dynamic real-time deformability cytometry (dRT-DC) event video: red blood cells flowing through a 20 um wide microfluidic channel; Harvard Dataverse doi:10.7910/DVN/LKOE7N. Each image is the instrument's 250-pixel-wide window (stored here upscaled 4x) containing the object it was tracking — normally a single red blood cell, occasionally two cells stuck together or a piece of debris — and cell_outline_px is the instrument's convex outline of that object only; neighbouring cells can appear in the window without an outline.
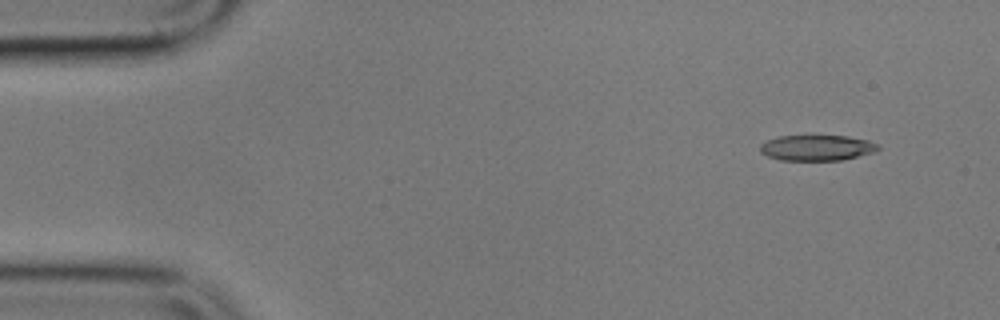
{"species": "common noctule bat (a hibernating species)", "species_latin": "Nyctalus noctula", "temperature_condition": "cold", "stored_images_in_passage": 5, "camera_frame_rate_fps": 3000, "um_per_image_px": 0.085, "animal": {"sex": "male", "body_mass_g": 17.9}, "frame": {"image": 1, "passage_image": 1, "time_ms": 0.0, "image_size_px": [1000, 320], "cell_outline_px": [[880, 148], [872, 152], [840, 160], [780, 160], [768, 156], [760, 152], [760, 144], [768, 140], [780, 136], [848, 136], [868, 140], [880, 144]], "centroid_in_image_um": [69.43, 12.56], "position_along_channel_um": 15.6, "area_um2": 17.46}}
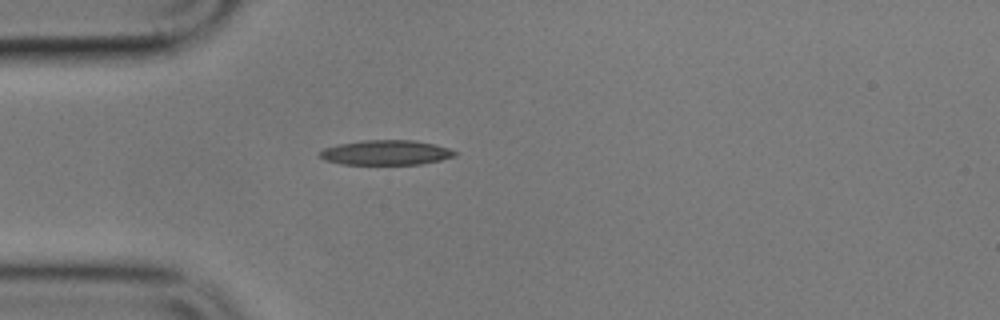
{"frame": {"image": 2, "passage_image": 4, "time_ms": 3.667, "image_size_px": [1000, 320], "cell_outline_px": [[456, 156], [440, 160], [420, 164], [340, 164], [324, 160], [320, 156], [320, 152], [324, 148], [336, 144], [364, 140], [412, 140], [436, 144], [448, 148], [456, 152]], "centroid_in_image_um": [32.79, 12.96], "position_along_channel_um": 52.2, "area_um2": 19.54}}